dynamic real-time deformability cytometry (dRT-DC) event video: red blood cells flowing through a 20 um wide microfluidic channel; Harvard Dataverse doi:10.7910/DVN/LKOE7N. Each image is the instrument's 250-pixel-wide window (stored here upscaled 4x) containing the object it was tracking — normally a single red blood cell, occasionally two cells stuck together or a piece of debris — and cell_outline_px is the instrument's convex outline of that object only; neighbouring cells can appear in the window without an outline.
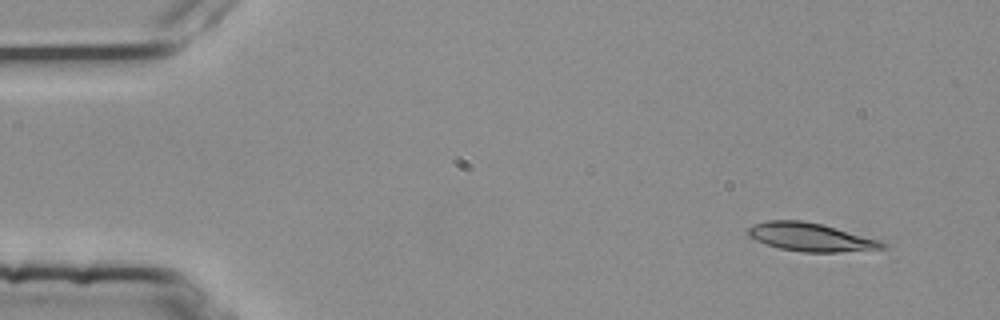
{"species": "common noctule bat (a hibernating species)", "species_latin": "Nyctalus noctula", "temperature_condition": "room temperature", "stored_images_in_passage": 4, "camera_frame_rate_fps": 3000, "um_per_image_px": 0.085, "animal": {"sex": "female", "body_mass_g": 25.1}, "frame": {"image": 1, "passage_image": 2, "time_ms": 0.333, "image_size_px": [1000, 320], "cell_outline_px": [[884, 248], [840, 252], [800, 252], [780, 248], [764, 244], [748, 236], [748, 228], [764, 220], [800, 220], [820, 224], [836, 228], [880, 240], [884, 244]], "centroid_in_image_um": [68.85, 20.16], "position_along_channel_um": 16.2, "area_um2": 21.91}}
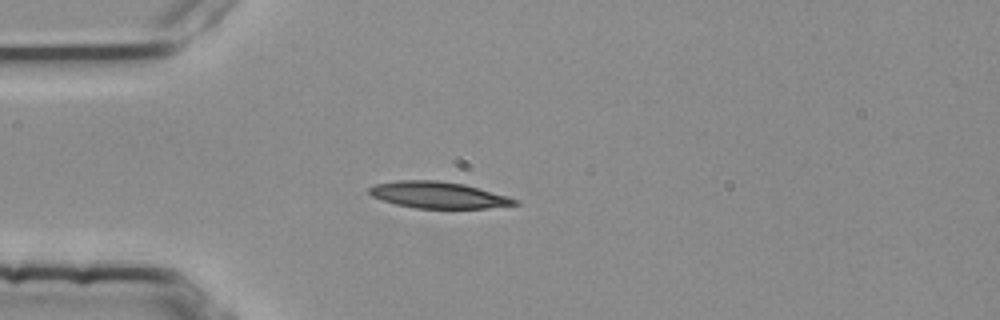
{"frame": {"image": 2, "passage_image": 4, "time_ms": 1.0, "image_size_px": [1000, 320], "cell_outline_px": [[520, 204], [484, 208], [416, 208], [396, 204], [372, 196], [368, 192], [368, 188], [376, 184], [396, 180], [440, 180], [464, 184], [508, 196], [520, 200]], "centroid_in_image_um": [37.27, 16.57], "position_along_channel_um": 47.7, "area_um2": 22.43}}